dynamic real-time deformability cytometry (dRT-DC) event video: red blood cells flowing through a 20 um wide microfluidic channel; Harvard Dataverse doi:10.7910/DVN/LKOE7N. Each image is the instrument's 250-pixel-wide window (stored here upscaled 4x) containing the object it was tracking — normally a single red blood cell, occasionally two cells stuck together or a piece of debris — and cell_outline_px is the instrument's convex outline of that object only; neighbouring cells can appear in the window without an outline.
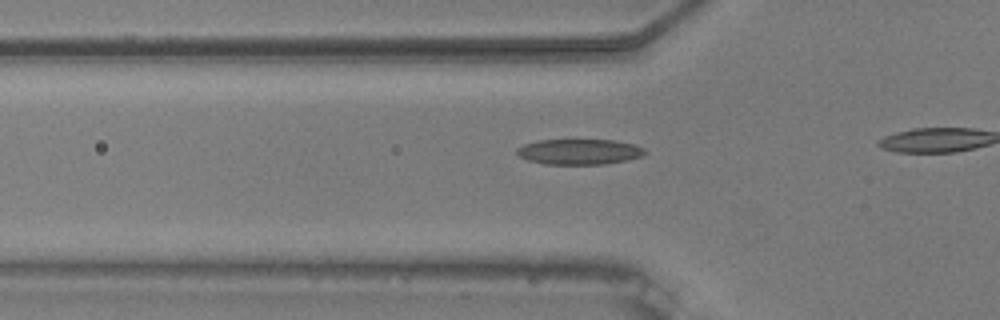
{"species": "common noctule bat (a hibernating species)", "species_latin": "Nyctalus noctula", "temperature_condition": "warm", "stored_images_in_passage": 13, "camera_frame_rate_fps": 3000, "um_per_image_px": 0.085, "animal": {"sex": "male", "body_mass_g": 20.5, "forearm_length_mm": 52.5}, "frame": {"image": 1, "passage_image": 8, "time_ms": 2.333, "image_size_px": [1000, 320], "cell_outline_px": [[648, 152], [644, 156], [628, 160], [604, 164], [544, 164], [528, 160], [520, 156], [516, 152], [516, 148], [524, 144], [540, 140], [616, 140], [636, 144], [644, 148]], "centroid_in_image_um": [49.3, 12.89], "position_along_channel_um": 76.5, "area_um2": 19.19}}
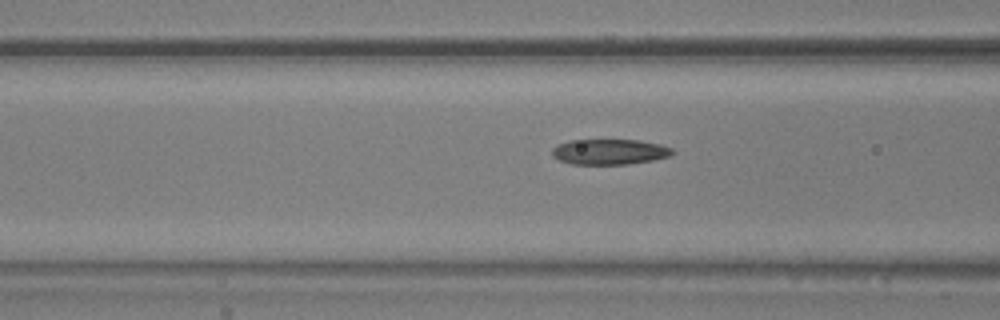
{"frame": {"image": 2, "passage_image": 11, "time_ms": 3.333, "image_size_px": [1000, 320], "cell_outline_px": [[676, 152], [668, 156], [652, 160], [628, 164], [572, 164], [560, 160], [552, 156], [552, 148], [568, 140], [640, 140], [660, 144], [672, 148]], "centroid_in_image_um": [51.82, 12.9], "position_along_channel_um": 114.8, "area_um2": 17.8}}